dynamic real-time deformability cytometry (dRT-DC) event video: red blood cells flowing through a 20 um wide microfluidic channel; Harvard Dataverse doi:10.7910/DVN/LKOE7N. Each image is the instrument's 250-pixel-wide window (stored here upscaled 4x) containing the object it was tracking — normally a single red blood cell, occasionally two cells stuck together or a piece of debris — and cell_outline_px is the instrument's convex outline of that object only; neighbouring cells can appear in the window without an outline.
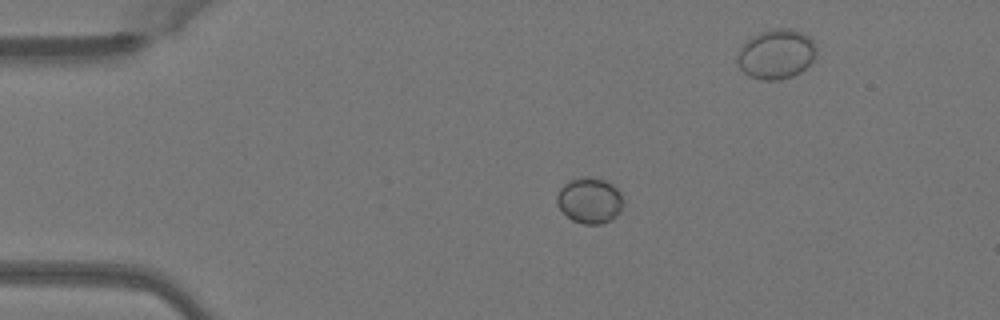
{"species": "Egyptian fruit bat (a non-hibernating species)", "species_latin": "Rousettus aegyptiacus", "temperature_condition": "warm", "stored_images_in_passage": 43, "camera_frame_rate_fps": 3000, "um_per_image_px": 0.085, "animal": {"sex": "female"}, "frame": {"image": 1, "passage_image": 3, "time_ms": 0.667, "image_size_px": [1000, 320], "cell_outline_px": [[624, 204], [620, 212], [612, 220], [600, 224], [584, 224], [572, 220], [556, 204], [556, 196], [560, 188], [568, 180], [580, 176], [588, 176], [604, 180], [612, 184], [620, 192]], "centroid_in_image_um": [50.12, 17.02], "position_along_channel_um": 34.9, "area_um2": 17.92}}
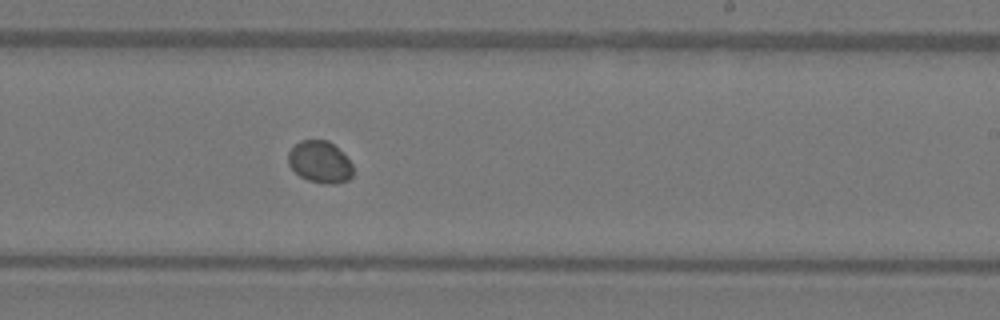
{"frame": {"image": 2, "passage_image": 23, "time_ms": 7.333, "image_size_px": [1000, 320], "cell_outline_px": [[352, 176], [348, 180], [336, 184], [324, 184], [308, 180], [300, 176], [288, 164], [288, 152], [300, 140], [328, 140], [352, 164]], "centroid_in_image_um": [27.17, 13.78], "position_along_channel_um": 261.8, "area_um2": 15.61}}
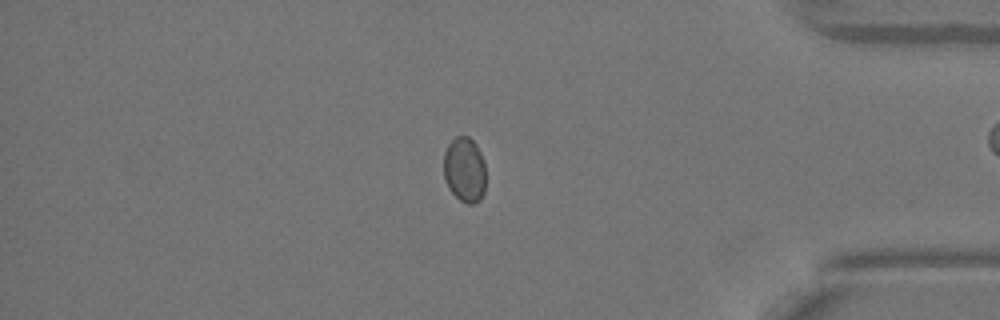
{"frame": {"image": 3, "passage_image": 35, "time_ms": 11.333, "image_size_px": [1000, 320], "cell_outline_px": [[484, 192], [480, 200], [476, 204], [468, 204], [460, 200], [448, 188], [444, 176], [444, 152], [448, 144], [456, 136], [468, 136], [476, 144], [484, 160]], "centroid_in_image_um": [39.48, 14.43], "position_along_channel_um": 395.7, "area_um2": 16.01}}